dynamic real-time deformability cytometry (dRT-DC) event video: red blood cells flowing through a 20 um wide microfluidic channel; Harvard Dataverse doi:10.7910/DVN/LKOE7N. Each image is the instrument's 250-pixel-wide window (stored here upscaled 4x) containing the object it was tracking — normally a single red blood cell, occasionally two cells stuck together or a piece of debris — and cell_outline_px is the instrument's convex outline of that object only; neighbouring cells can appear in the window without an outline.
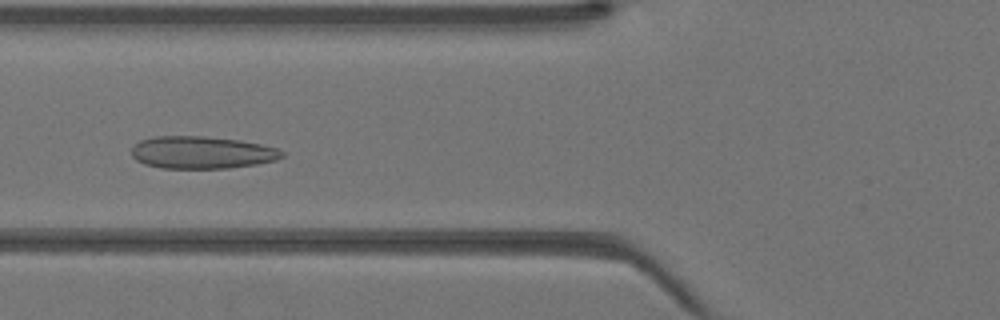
{"species": "Egyptian fruit bat (a non-hibernating species)", "species_latin": "Rousettus aegyptiacus", "temperature_condition": "warm", "stored_images_in_passage": 42, "camera_frame_rate_fps": 3000, "um_per_image_px": 0.085, "animal": {"sex": "female"}, "frame": {"image": 1, "passage_image": 16, "time_ms": 5.0, "image_size_px": [1000, 320], "cell_outline_px": [[284, 156], [276, 160], [256, 164], [228, 168], [160, 168], [144, 164], [136, 160], [132, 156], [132, 148], [140, 140], [152, 136], [204, 136], [240, 140], [260, 144], [276, 148], [284, 152]], "centroid_in_image_um": [17.14, 12.96], "position_along_channel_um": 108.7, "area_um2": 28.44}}
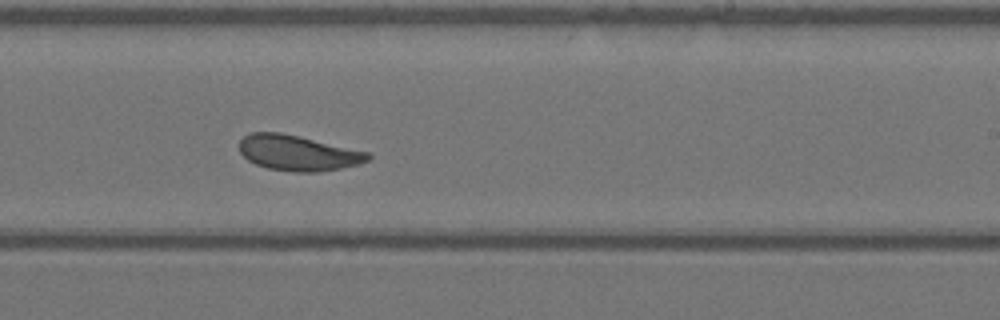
{"frame": {"image": 2, "passage_image": 26, "time_ms": 8.333, "image_size_px": [1000, 320], "cell_outline_px": [[372, 156], [368, 160], [360, 164], [340, 168], [316, 172], [292, 172], [268, 168], [256, 164], [248, 160], [240, 152], [240, 140], [248, 132], [280, 132], [368, 152]], "centroid_in_image_um": [25.3, 13.0], "position_along_channel_um": 263.7, "area_um2": 26.36}}
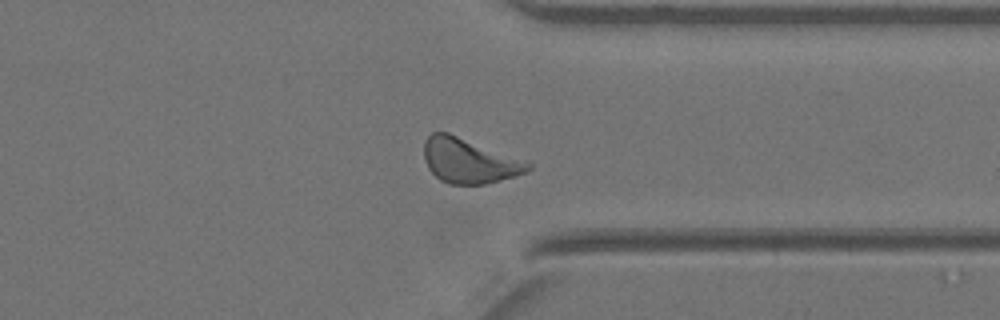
{"frame": {"image": 3, "passage_image": 33, "time_ms": 10.667, "image_size_px": [1000, 320], "cell_outline_px": [[532, 168], [528, 172], [484, 184], [448, 184], [440, 180], [428, 168], [424, 160], [424, 140], [432, 132], [448, 132], [528, 160], [532, 164]], "centroid_in_image_um": [39.9, 13.65], "position_along_channel_um": 371.5, "area_um2": 27.51}}